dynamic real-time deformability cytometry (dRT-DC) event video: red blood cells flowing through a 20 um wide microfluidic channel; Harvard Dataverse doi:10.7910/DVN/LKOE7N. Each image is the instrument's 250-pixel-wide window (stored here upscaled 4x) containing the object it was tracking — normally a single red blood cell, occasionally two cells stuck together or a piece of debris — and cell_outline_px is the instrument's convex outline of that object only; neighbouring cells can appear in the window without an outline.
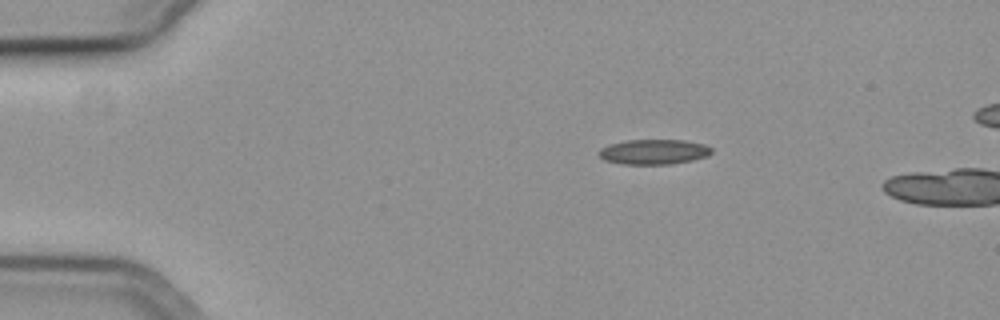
{"species": "common noctule bat (a hibernating species)", "species_latin": "Nyctalus noctula", "temperature_condition": "cold", "stored_images_in_passage": 5, "camera_frame_rate_fps": 3000, "um_per_image_px": 0.085, "animal": {"sex": "female", "body_mass_g": 19.3, "forearm_length_mm": 54.1}, "frame": {"image": 1, "passage_image": 1, "time_ms": 0.0, "image_size_px": [1000, 320], "cell_outline_px": [[712, 152], [708, 156], [692, 160], [672, 164], [620, 164], [604, 160], [596, 152], [600, 148], [608, 144], [628, 140], [684, 140], [704, 144], [712, 148]], "centroid_in_image_um": [55.55, 12.9], "position_along_channel_um": 29.5, "area_um2": 16.59}}